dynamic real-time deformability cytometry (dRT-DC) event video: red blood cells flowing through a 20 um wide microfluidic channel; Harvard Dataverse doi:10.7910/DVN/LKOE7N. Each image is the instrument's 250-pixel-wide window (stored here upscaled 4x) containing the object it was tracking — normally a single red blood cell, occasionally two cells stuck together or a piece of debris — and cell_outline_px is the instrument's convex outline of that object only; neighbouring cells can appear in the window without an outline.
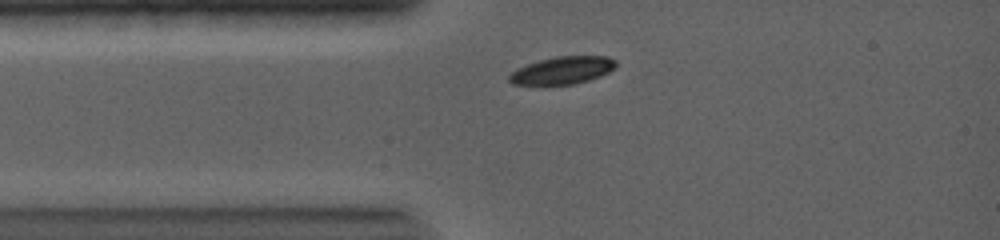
{"species": "common noctule bat (a hibernating species)", "species_latin": "Nyctalus noctula", "temperature_condition": "warm", "stored_images_in_passage": 4, "camera_frame_rate_fps": 5000, "um_per_image_px": 0.085, "animal": {"sex": "female", "body_mass_g": 19.0, "forearm_length_mm": 56.7}, "frame": {"image": 1, "passage_image": 4, "time_ms": 1.4, "image_size_px": [1000, 240], "cell_outline_px": [[616, 68], [600, 76], [588, 80], [572, 84], [512, 84], [508, 80], [508, 76], [516, 68], [540, 60], [556, 56], [608, 56], [616, 60]], "centroid_in_image_um": [47.82, 5.97], "position_along_channel_um": 37.2, "area_um2": 16.99}}